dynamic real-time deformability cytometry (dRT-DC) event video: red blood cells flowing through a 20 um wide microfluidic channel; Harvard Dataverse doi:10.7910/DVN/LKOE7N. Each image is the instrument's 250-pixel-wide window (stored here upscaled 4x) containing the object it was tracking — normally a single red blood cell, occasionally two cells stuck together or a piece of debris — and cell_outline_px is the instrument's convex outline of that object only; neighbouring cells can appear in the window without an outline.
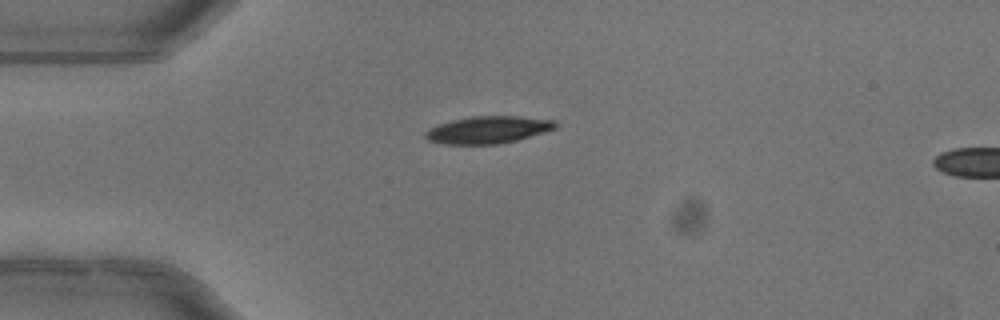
{"species": "common noctule bat (a hibernating species)", "species_latin": "Nyctalus noctula", "temperature_condition": "warm", "stored_images_in_passage": 4, "camera_frame_rate_fps": 3000, "um_per_image_px": 0.085, "animal": {"sex": "female"}, "frame": {"image": 1, "passage_image": 4, "time_ms": 1.0, "image_size_px": [1000, 320], "cell_outline_px": [[556, 128], [544, 132], [516, 140], [500, 144], [444, 144], [428, 140], [424, 136], [424, 132], [440, 124], [452, 120], [472, 116], [520, 116], [556, 120]], "centroid_in_image_um": [41.5, 11.03], "position_along_channel_um": 43.5, "area_um2": 20.52}}